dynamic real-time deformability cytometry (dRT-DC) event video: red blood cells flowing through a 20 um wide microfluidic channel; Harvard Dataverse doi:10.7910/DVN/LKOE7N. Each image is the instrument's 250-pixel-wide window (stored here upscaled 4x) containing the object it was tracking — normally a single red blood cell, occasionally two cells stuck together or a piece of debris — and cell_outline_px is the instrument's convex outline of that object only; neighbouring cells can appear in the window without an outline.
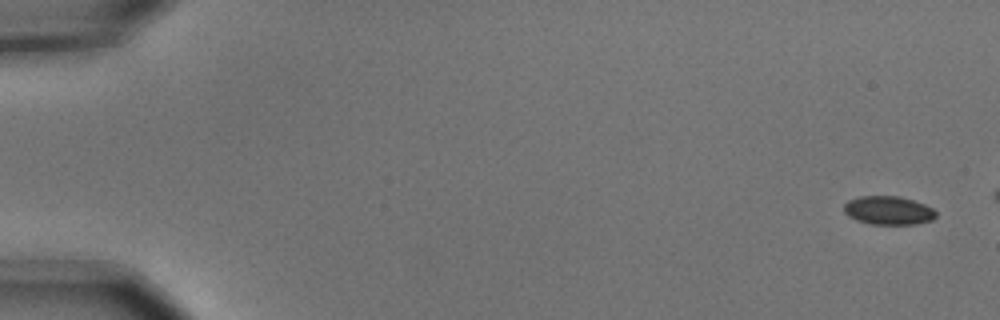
{"species": "common noctule bat (a hibernating species)", "species_latin": "Nyctalus noctula", "temperature_condition": "cold", "stored_images_in_passage": 4, "camera_frame_rate_fps": 3000, "um_per_image_px": 0.085, "animal": {"sex": "male", "body_mass_g": 15.6}, "frame": {"image": 1, "passage_image": 1, "time_ms": 0.0, "image_size_px": [1000, 320], "cell_outline_px": [[936, 216], [932, 220], [916, 224], [872, 224], [856, 220], [848, 216], [844, 212], [844, 204], [848, 200], [860, 196], [900, 196], [924, 204], [932, 208], [936, 212]], "centroid_in_image_um": [75.5, 17.88], "position_along_channel_um": 9.5, "area_um2": 15.32}}